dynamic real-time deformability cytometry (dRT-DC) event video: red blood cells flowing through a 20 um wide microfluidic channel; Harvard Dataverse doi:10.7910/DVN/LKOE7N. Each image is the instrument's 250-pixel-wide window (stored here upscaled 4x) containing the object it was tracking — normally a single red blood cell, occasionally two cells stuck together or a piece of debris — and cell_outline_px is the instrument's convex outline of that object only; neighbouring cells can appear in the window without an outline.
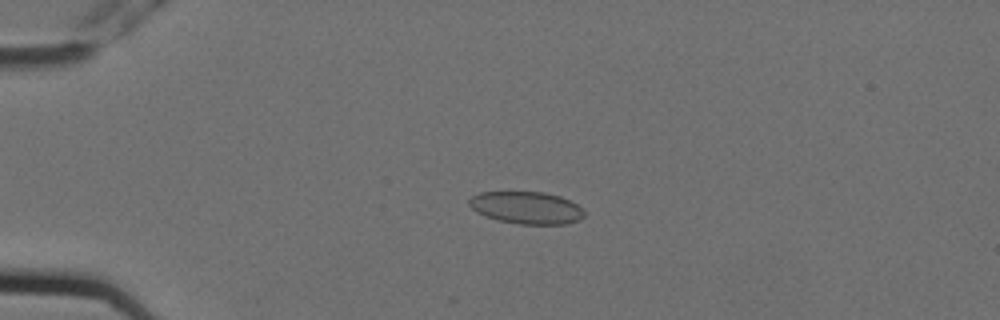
{"species": "Egyptian fruit bat (a non-hibernating species)", "species_latin": "Rousettus aegyptiacus", "temperature_condition": "cold", "stored_images_in_passage": 5, "camera_frame_rate_fps": 3000, "um_per_image_px": 0.085, "animal": {"sex": "female"}, "frame": {"image": 1, "passage_image": 4, "time_ms": 1.0, "image_size_px": [1000, 320], "cell_outline_px": [[584, 216], [580, 220], [568, 224], [520, 224], [496, 220], [484, 216], [476, 212], [468, 204], [468, 200], [472, 196], [480, 192], [544, 192], [560, 196], [576, 204], [584, 212]], "centroid_in_image_um": [44.73, 17.66], "position_along_channel_um": 40.3, "area_um2": 21.73}}